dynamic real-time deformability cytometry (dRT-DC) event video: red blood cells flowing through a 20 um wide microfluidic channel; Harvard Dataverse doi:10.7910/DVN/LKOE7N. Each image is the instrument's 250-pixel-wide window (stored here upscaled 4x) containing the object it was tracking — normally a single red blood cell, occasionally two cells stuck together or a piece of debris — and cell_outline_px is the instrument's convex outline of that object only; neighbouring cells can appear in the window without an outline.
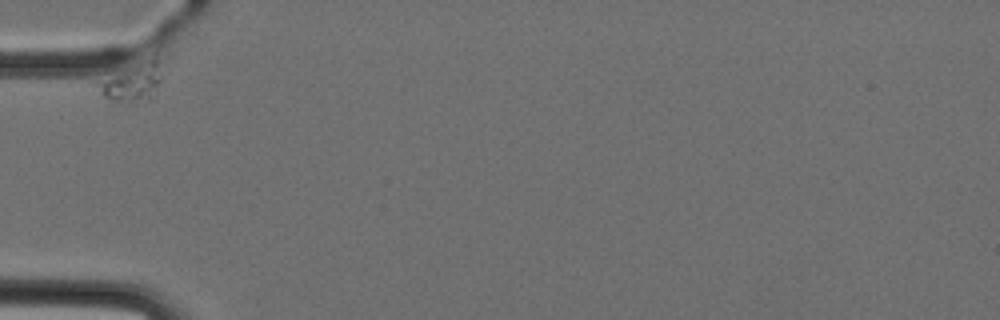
{"species": "Egyptian fruit bat (a non-hibernating species)", "species_latin": "Rousettus aegyptiacus", "temperature_condition": "cold", "stored_images_in_passage": 1, "camera_frame_rate_fps": 3000, "um_per_image_px": 0.085, "animal": {"sex": "female"}, "frame": {"image": 1, "passage_image": 1, "time_ms": 0.0, "image_size_px": [1000, 320], "cell_outline_px": [[160, 80], [152, 100], [132, 104], [112, 100], [104, 96], [100, 92], [96, 84], [132, 64], [156, 52], [160, 76]], "centroid_in_image_um": [11.32, 6.98], "position_along_channel_um": 73.7, "area_um2": 14.45}}